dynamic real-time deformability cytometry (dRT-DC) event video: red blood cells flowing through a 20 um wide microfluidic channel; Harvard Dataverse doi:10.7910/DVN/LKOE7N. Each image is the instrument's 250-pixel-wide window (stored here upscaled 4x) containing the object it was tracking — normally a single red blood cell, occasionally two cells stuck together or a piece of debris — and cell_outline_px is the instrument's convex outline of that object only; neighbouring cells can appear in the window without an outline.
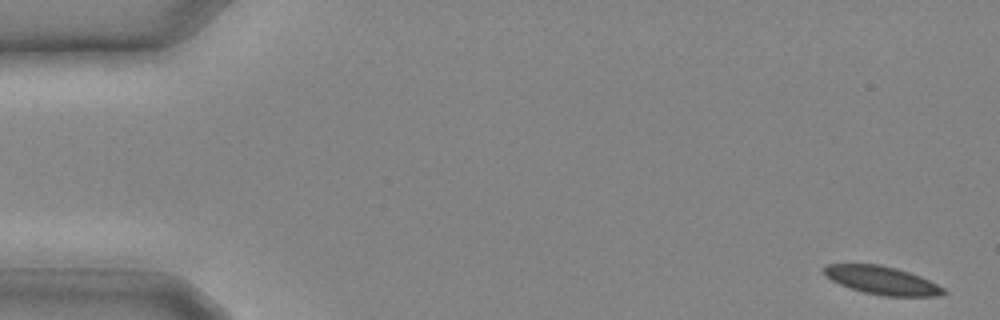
{"species": "common noctule bat (a hibernating species)", "species_latin": "Nyctalus noctula", "temperature_condition": "cold", "stored_images_in_passage": 15, "camera_frame_rate_fps": 3000, "um_per_image_px": 0.085, "animal": {"sex": "male", "body_mass_g": 20.4}, "frame": {"image": 1, "passage_image": 1, "time_ms": 0.0, "image_size_px": [1000, 320], "cell_outline_px": [[948, 292], [940, 296], [884, 296], [864, 292], [840, 284], [824, 276], [824, 264], [880, 264], [896, 268], [920, 276], [944, 288]], "centroid_in_image_um": [74.97, 23.83], "position_along_channel_um": 10.0, "area_um2": 19.54}}
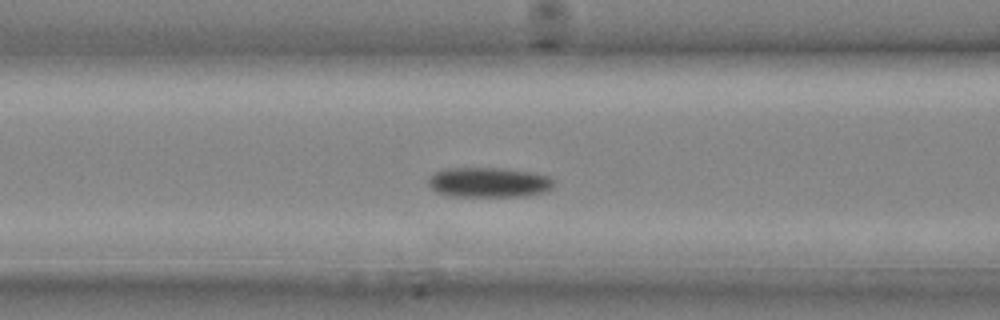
{"frame": {"image": 2, "passage_image": 11, "time_ms": 3.333, "image_size_px": [1000, 320], "cell_outline_px": [[552, 188], [548, 192], [528, 196], [452, 196], [436, 192], [428, 184], [428, 180], [436, 172], [448, 168], [500, 168], [532, 172], [548, 176], [552, 180]], "centroid_in_image_um": [41.58, 15.51], "position_along_channel_um": 125.0, "area_um2": 21.85}}
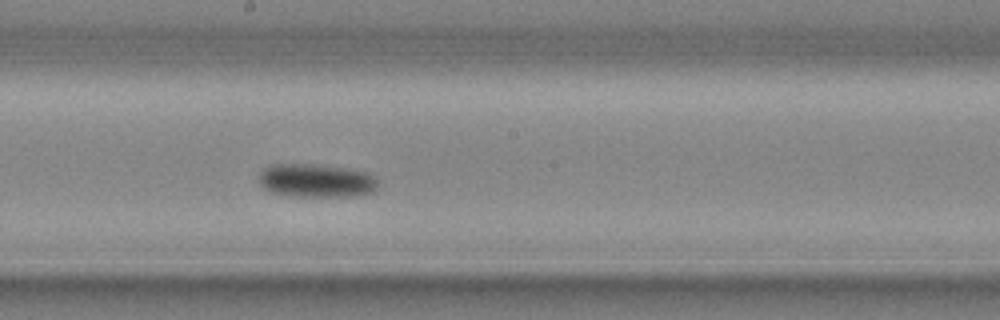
{"frame": {"image": 3, "passage_image": 15, "time_ms": 4.667, "image_size_px": [1000, 320], "cell_outline_px": [[380, 188], [372, 192], [356, 196], [296, 196], [272, 192], [264, 188], [260, 184], [260, 172], [264, 168], [272, 164], [312, 164], [344, 168], [368, 172], [376, 180]], "centroid_in_image_um": [26.91, 15.35], "position_along_channel_um": 221.3, "area_um2": 23.12}}